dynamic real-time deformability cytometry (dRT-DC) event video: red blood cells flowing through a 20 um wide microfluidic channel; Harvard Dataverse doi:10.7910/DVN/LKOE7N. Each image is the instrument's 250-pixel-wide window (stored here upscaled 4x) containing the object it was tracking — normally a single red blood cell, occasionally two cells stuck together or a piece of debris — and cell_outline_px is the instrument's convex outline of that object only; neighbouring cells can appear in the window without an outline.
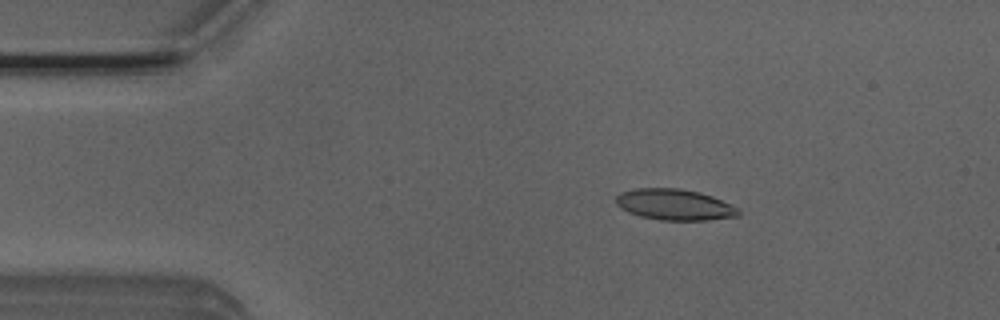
{"species": "Egyptian fruit bat (a non-hibernating species)", "species_latin": "Rousettus aegyptiacus", "temperature_condition": "room temperature", "stored_images_in_passage": 5, "camera_frame_rate_fps": 3000, "um_per_image_px": 0.085, "animal": {"sex": "male"}, "frame": {"image": 1, "passage_image": 1, "time_ms": 0.0, "image_size_px": [1000, 320], "cell_outline_px": [[740, 216], [708, 220], [660, 220], [640, 216], [628, 212], [620, 208], [616, 204], [616, 196], [620, 192], [636, 188], [680, 188], [700, 192], [712, 196], [740, 208]], "centroid_in_image_um": [57.35, 17.39], "position_along_channel_um": 27.7, "area_um2": 22.37}}